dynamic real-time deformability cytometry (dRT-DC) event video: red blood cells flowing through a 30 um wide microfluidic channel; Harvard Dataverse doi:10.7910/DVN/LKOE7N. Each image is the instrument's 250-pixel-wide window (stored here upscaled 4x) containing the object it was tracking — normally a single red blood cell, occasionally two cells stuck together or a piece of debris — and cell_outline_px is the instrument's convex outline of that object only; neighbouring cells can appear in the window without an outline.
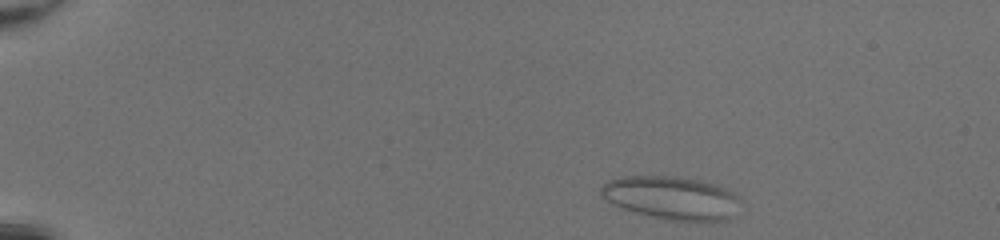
{"species": "common noctule bat (a hibernating species)", "species_latin": "Nyctalus noctula", "temperature_condition": "room temperature", "stored_images_in_passage": 43, "camera_frame_rate_fps": 3000, "um_per_image_px": 0.085, "animal": {"sex": "female", "body_mass_g": 20.0, "forearm_length_mm": 54.0}, "frame": {"image": 1, "passage_image": 2, "time_ms": 0.333, "image_size_px": [1000, 240], "cell_outline_px": [[740, 200], [728, 220], [668, 220], [636, 212], [624, 208], [608, 200], [600, 192], [600, 188], [608, 180], [624, 176], [676, 176], [700, 180], [716, 184], [736, 192], [740, 196]], "centroid_in_image_um": [57.12, 16.79], "position_along_channel_um": 27.9, "area_um2": 34.62}}
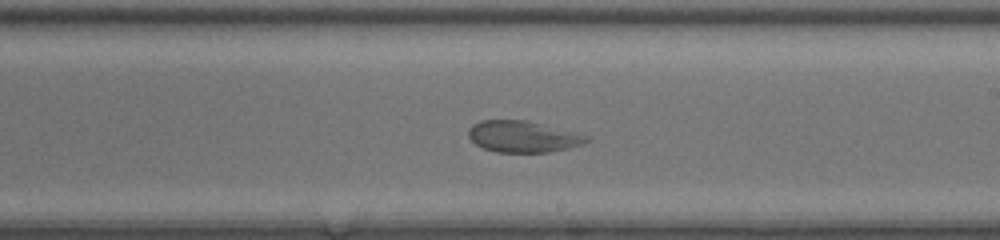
{"frame": {"image": 2, "passage_image": 25, "time_ms": 8.0, "image_size_px": [1000, 240], "cell_outline_px": [[592, 140], [584, 144], [568, 148], [548, 152], [496, 152], [484, 148], [476, 144], [468, 136], [468, 128], [472, 124], [480, 120], [528, 120], [592, 136]], "centroid_in_image_um": [44.49, 11.6], "position_along_channel_um": 244.5, "area_um2": 21.91}}
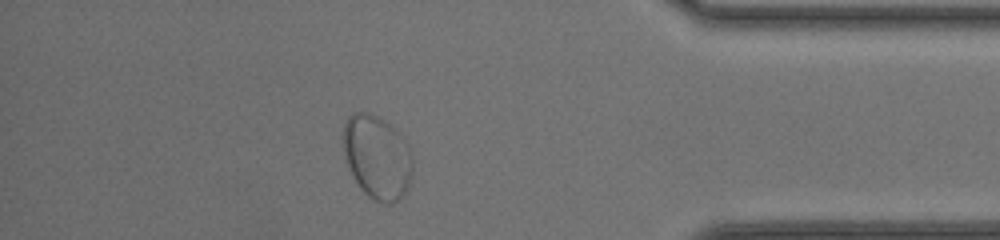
{"frame": {"image": 3, "passage_image": 38, "time_ms": 12.333, "image_size_px": [1000, 240], "cell_outline_px": [[412, 172], [408, 188], [404, 196], [400, 200], [392, 204], [384, 204], [372, 200], [360, 188], [352, 176], [344, 160], [340, 140], [340, 136], [344, 124], [348, 116], [352, 112], [368, 112], [384, 120], [396, 128], [404, 136], [412, 152]], "centroid_in_image_um": [32.03, 13.35], "position_along_channel_um": 403.2, "area_um2": 35.26}}